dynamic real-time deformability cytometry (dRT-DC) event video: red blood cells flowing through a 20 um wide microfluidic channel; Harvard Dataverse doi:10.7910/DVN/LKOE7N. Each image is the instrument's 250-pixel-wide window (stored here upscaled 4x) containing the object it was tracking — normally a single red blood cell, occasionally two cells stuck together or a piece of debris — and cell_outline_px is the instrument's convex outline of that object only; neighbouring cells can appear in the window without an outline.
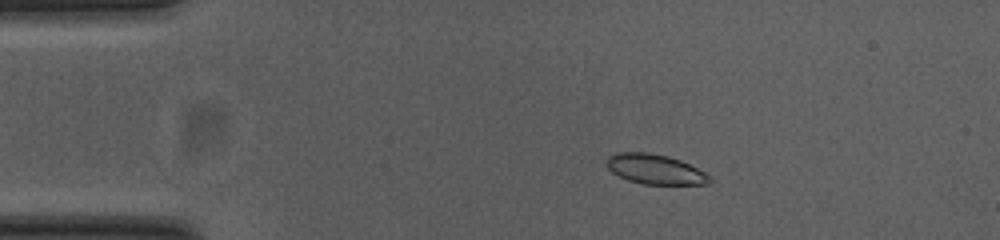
{"species": "common noctule bat (a hibernating species)", "species_latin": "Nyctalus noctula", "temperature_condition": "cold", "stored_images_in_passage": 47, "camera_frame_rate_fps": 3000, "um_per_image_px": 0.085, "animal": {"sex": "female", "body_mass_g": 23.0, "forearm_length_mm": 53.4}, "frame": {"image": 1, "passage_image": 3, "time_ms": 0.667, "image_size_px": [1000, 240], "cell_outline_px": [[712, 180], [708, 184], [644, 184], [628, 180], [612, 172], [608, 168], [604, 160], [608, 156], [616, 152], [648, 152], [668, 156], [680, 160], [712, 176]], "centroid_in_image_um": [55.66, 14.37], "position_along_channel_um": 29.3, "area_um2": 17.98}}
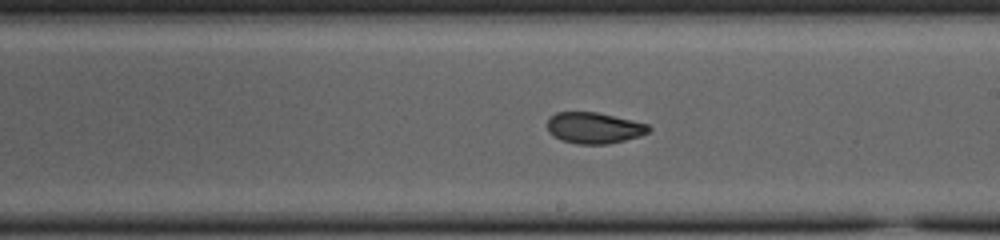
{"frame": {"image": 2, "passage_image": 24, "time_ms": 7.667, "image_size_px": [1000, 240], "cell_outline_px": [[652, 128], [648, 132], [640, 136], [608, 144], [576, 144], [560, 140], [548, 132], [548, 120], [556, 112], [596, 112], [632, 120], [648, 124]], "centroid_in_image_um": [50.5, 10.88], "position_along_channel_um": 238.5, "area_um2": 18.38}}
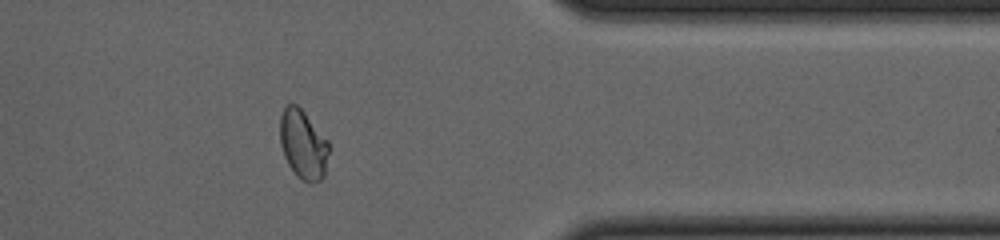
{"frame": {"image": 3, "passage_image": 37, "time_ms": 12.0, "image_size_px": [1000, 240], "cell_outline_px": [[328, 152], [324, 176], [320, 180], [300, 180], [296, 176], [288, 164], [284, 156], [280, 144], [280, 116], [284, 108], [288, 104], [296, 104], [304, 112], [328, 140]], "centroid_in_image_um": [25.74, 12.26], "position_along_channel_um": 385.7, "area_um2": 19.42}, "authors_computed_cell_mechanics": {"area_um2": 19.3052, "velocity_mm_per_s": 3.785, "shape_relaxation_time_tau1_ms": 10.9112, "shape_relaxation_time_tau2_ms": 1.7623, "deformation_change_tau1": 0.1571, "deformation_change_tau2": 0.0653}}